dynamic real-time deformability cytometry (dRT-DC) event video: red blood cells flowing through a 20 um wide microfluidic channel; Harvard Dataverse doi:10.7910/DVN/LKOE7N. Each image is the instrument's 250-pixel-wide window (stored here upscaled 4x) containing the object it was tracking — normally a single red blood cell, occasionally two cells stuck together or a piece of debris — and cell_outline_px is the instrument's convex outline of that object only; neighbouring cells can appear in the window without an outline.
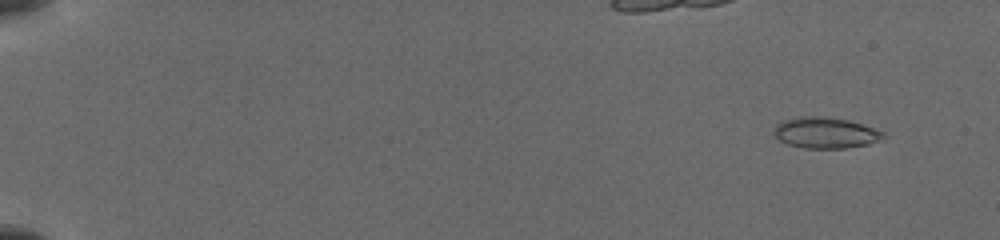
{"species": "common noctule bat (a hibernating species)", "species_latin": "Nyctalus noctula", "temperature_condition": "cold", "stored_images_in_passage": 7, "camera_frame_rate_fps": 3000, "um_per_image_px": 0.085, "animal": {"sex": "female", "body_mass_g": 19.5, "forearm_length_mm": 54.1}, "frame": {"image": 1, "passage_image": 1, "time_ms": 0.0, "image_size_px": [1000, 240], "cell_outline_px": [[888, 136], [884, 140], [868, 144], [844, 148], [804, 148], [788, 144], [780, 140], [772, 132], [776, 124], [784, 120], [800, 116], [824, 116], [848, 120], [884, 132]], "centroid_in_image_um": [70.18, 11.29], "position_along_channel_um": 14.8, "area_um2": 19.83}}
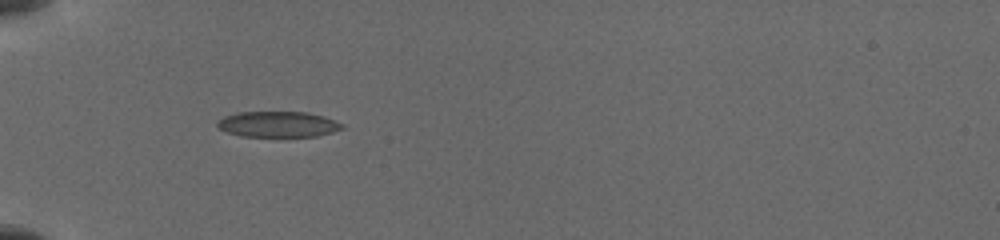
{"frame": {"image": 2, "passage_image": 6, "time_ms": 5.0, "image_size_px": [1000, 240], "cell_outline_px": [[344, 128], [332, 132], [316, 136], [240, 136], [228, 132], [220, 128], [216, 124], [224, 116], [240, 112], [304, 112], [324, 116], [344, 124]], "centroid_in_image_um": [23.66, 10.56], "position_along_channel_um": 61.3, "area_um2": 18.5}}